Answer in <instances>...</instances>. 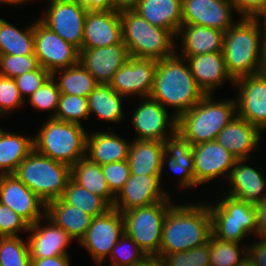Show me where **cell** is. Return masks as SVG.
Wrapping results in <instances>:
<instances>
[{
	"instance_id": "1",
	"label": "cell",
	"mask_w": 266,
	"mask_h": 266,
	"mask_svg": "<svg viewBox=\"0 0 266 266\" xmlns=\"http://www.w3.org/2000/svg\"><path fill=\"white\" fill-rule=\"evenodd\" d=\"M193 202H177L169 208L163 223L159 254L184 252L208 242L212 220L207 200L205 203Z\"/></svg>"
},
{
	"instance_id": "2",
	"label": "cell",
	"mask_w": 266,
	"mask_h": 266,
	"mask_svg": "<svg viewBox=\"0 0 266 266\" xmlns=\"http://www.w3.org/2000/svg\"><path fill=\"white\" fill-rule=\"evenodd\" d=\"M204 96L185 58L175 53L171 57L156 61L150 97L158 101L165 109L174 108L172 113L176 118L189 111Z\"/></svg>"
},
{
	"instance_id": "3",
	"label": "cell",
	"mask_w": 266,
	"mask_h": 266,
	"mask_svg": "<svg viewBox=\"0 0 266 266\" xmlns=\"http://www.w3.org/2000/svg\"><path fill=\"white\" fill-rule=\"evenodd\" d=\"M225 33L222 53L226 69L236 81L262 72L266 43L253 17H240Z\"/></svg>"
},
{
	"instance_id": "4",
	"label": "cell",
	"mask_w": 266,
	"mask_h": 266,
	"mask_svg": "<svg viewBox=\"0 0 266 266\" xmlns=\"http://www.w3.org/2000/svg\"><path fill=\"white\" fill-rule=\"evenodd\" d=\"M237 116L235 98L214 99L205 95L189 111L177 118V131L193 146L214 141L219 132Z\"/></svg>"
},
{
	"instance_id": "5",
	"label": "cell",
	"mask_w": 266,
	"mask_h": 266,
	"mask_svg": "<svg viewBox=\"0 0 266 266\" xmlns=\"http://www.w3.org/2000/svg\"><path fill=\"white\" fill-rule=\"evenodd\" d=\"M123 42L131 57L160 60L176 53V36L153 26L133 9L120 11Z\"/></svg>"
},
{
	"instance_id": "6",
	"label": "cell",
	"mask_w": 266,
	"mask_h": 266,
	"mask_svg": "<svg viewBox=\"0 0 266 266\" xmlns=\"http://www.w3.org/2000/svg\"><path fill=\"white\" fill-rule=\"evenodd\" d=\"M33 134L34 149L68 166L86 157L87 134L83 125L47 118Z\"/></svg>"
},
{
	"instance_id": "7",
	"label": "cell",
	"mask_w": 266,
	"mask_h": 266,
	"mask_svg": "<svg viewBox=\"0 0 266 266\" xmlns=\"http://www.w3.org/2000/svg\"><path fill=\"white\" fill-rule=\"evenodd\" d=\"M14 175L47 204L62 196L71 178V167L33 149Z\"/></svg>"
},
{
	"instance_id": "8",
	"label": "cell",
	"mask_w": 266,
	"mask_h": 266,
	"mask_svg": "<svg viewBox=\"0 0 266 266\" xmlns=\"http://www.w3.org/2000/svg\"><path fill=\"white\" fill-rule=\"evenodd\" d=\"M220 194V199H216V202L215 200L207 202L212 220V234L221 240L236 243H242L249 235L257 237L255 205L231 197L222 191Z\"/></svg>"
},
{
	"instance_id": "9",
	"label": "cell",
	"mask_w": 266,
	"mask_h": 266,
	"mask_svg": "<svg viewBox=\"0 0 266 266\" xmlns=\"http://www.w3.org/2000/svg\"><path fill=\"white\" fill-rule=\"evenodd\" d=\"M175 201H161L122 213L125 233L148 256H158L162 229L169 208Z\"/></svg>"
},
{
	"instance_id": "10",
	"label": "cell",
	"mask_w": 266,
	"mask_h": 266,
	"mask_svg": "<svg viewBox=\"0 0 266 266\" xmlns=\"http://www.w3.org/2000/svg\"><path fill=\"white\" fill-rule=\"evenodd\" d=\"M44 11L39 20L80 51L88 11L77 0H48Z\"/></svg>"
},
{
	"instance_id": "11",
	"label": "cell",
	"mask_w": 266,
	"mask_h": 266,
	"mask_svg": "<svg viewBox=\"0 0 266 266\" xmlns=\"http://www.w3.org/2000/svg\"><path fill=\"white\" fill-rule=\"evenodd\" d=\"M124 232L122 213L111 208L105 214L93 217L78 244L86 249L96 266H102Z\"/></svg>"
},
{
	"instance_id": "12",
	"label": "cell",
	"mask_w": 266,
	"mask_h": 266,
	"mask_svg": "<svg viewBox=\"0 0 266 266\" xmlns=\"http://www.w3.org/2000/svg\"><path fill=\"white\" fill-rule=\"evenodd\" d=\"M139 100L129 120L135 131L134 139L163 142L177 131V118L158 101L151 97Z\"/></svg>"
},
{
	"instance_id": "13",
	"label": "cell",
	"mask_w": 266,
	"mask_h": 266,
	"mask_svg": "<svg viewBox=\"0 0 266 266\" xmlns=\"http://www.w3.org/2000/svg\"><path fill=\"white\" fill-rule=\"evenodd\" d=\"M34 49L39 65L50 74L79 62V50L39 19L34 22Z\"/></svg>"
},
{
	"instance_id": "14",
	"label": "cell",
	"mask_w": 266,
	"mask_h": 266,
	"mask_svg": "<svg viewBox=\"0 0 266 266\" xmlns=\"http://www.w3.org/2000/svg\"><path fill=\"white\" fill-rule=\"evenodd\" d=\"M163 175L130 174L123 188L115 196L114 209L121 213L136 207L161 201H172V195L163 188Z\"/></svg>"
},
{
	"instance_id": "15",
	"label": "cell",
	"mask_w": 266,
	"mask_h": 266,
	"mask_svg": "<svg viewBox=\"0 0 266 266\" xmlns=\"http://www.w3.org/2000/svg\"><path fill=\"white\" fill-rule=\"evenodd\" d=\"M234 87L237 92L235 97L237 115L264 133L266 131V75L261 72L243 76L234 82Z\"/></svg>"
},
{
	"instance_id": "16",
	"label": "cell",
	"mask_w": 266,
	"mask_h": 266,
	"mask_svg": "<svg viewBox=\"0 0 266 266\" xmlns=\"http://www.w3.org/2000/svg\"><path fill=\"white\" fill-rule=\"evenodd\" d=\"M194 157V179L196 187L214 179L227 181L237 158L216 140L192 146Z\"/></svg>"
},
{
	"instance_id": "17",
	"label": "cell",
	"mask_w": 266,
	"mask_h": 266,
	"mask_svg": "<svg viewBox=\"0 0 266 266\" xmlns=\"http://www.w3.org/2000/svg\"><path fill=\"white\" fill-rule=\"evenodd\" d=\"M156 60L129 57L121 68L114 74L109 85L119 94L127 99L132 97H150Z\"/></svg>"
},
{
	"instance_id": "18",
	"label": "cell",
	"mask_w": 266,
	"mask_h": 266,
	"mask_svg": "<svg viewBox=\"0 0 266 266\" xmlns=\"http://www.w3.org/2000/svg\"><path fill=\"white\" fill-rule=\"evenodd\" d=\"M0 203L16 212L29 225L46 216V203L14 174L0 175Z\"/></svg>"
},
{
	"instance_id": "19",
	"label": "cell",
	"mask_w": 266,
	"mask_h": 266,
	"mask_svg": "<svg viewBox=\"0 0 266 266\" xmlns=\"http://www.w3.org/2000/svg\"><path fill=\"white\" fill-rule=\"evenodd\" d=\"M231 0H182V24H194L226 32L237 20Z\"/></svg>"
},
{
	"instance_id": "20",
	"label": "cell",
	"mask_w": 266,
	"mask_h": 266,
	"mask_svg": "<svg viewBox=\"0 0 266 266\" xmlns=\"http://www.w3.org/2000/svg\"><path fill=\"white\" fill-rule=\"evenodd\" d=\"M27 234L30 259L69 255L67 248L74 241L47 216L30 225Z\"/></svg>"
},
{
	"instance_id": "21",
	"label": "cell",
	"mask_w": 266,
	"mask_h": 266,
	"mask_svg": "<svg viewBox=\"0 0 266 266\" xmlns=\"http://www.w3.org/2000/svg\"><path fill=\"white\" fill-rule=\"evenodd\" d=\"M248 160H236L227 179L228 191L225 189L224 193L257 205L266 198V178L262 170L260 171L261 168L249 165Z\"/></svg>"
},
{
	"instance_id": "22",
	"label": "cell",
	"mask_w": 266,
	"mask_h": 266,
	"mask_svg": "<svg viewBox=\"0 0 266 266\" xmlns=\"http://www.w3.org/2000/svg\"><path fill=\"white\" fill-rule=\"evenodd\" d=\"M129 57L123 41L106 47L79 51V62L99 84H109Z\"/></svg>"
},
{
	"instance_id": "23",
	"label": "cell",
	"mask_w": 266,
	"mask_h": 266,
	"mask_svg": "<svg viewBox=\"0 0 266 266\" xmlns=\"http://www.w3.org/2000/svg\"><path fill=\"white\" fill-rule=\"evenodd\" d=\"M123 41L119 10L88 11L81 49L106 47Z\"/></svg>"
},
{
	"instance_id": "24",
	"label": "cell",
	"mask_w": 266,
	"mask_h": 266,
	"mask_svg": "<svg viewBox=\"0 0 266 266\" xmlns=\"http://www.w3.org/2000/svg\"><path fill=\"white\" fill-rule=\"evenodd\" d=\"M163 147L162 168L167 164L171 174L179 175L177 182L182 191L196 188L192 145L176 131L163 141Z\"/></svg>"
},
{
	"instance_id": "25",
	"label": "cell",
	"mask_w": 266,
	"mask_h": 266,
	"mask_svg": "<svg viewBox=\"0 0 266 266\" xmlns=\"http://www.w3.org/2000/svg\"><path fill=\"white\" fill-rule=\"evenodd\" d=\"M263 132L238 115L217 135L216 141L237 159H250L261 144Z\"/></svg>"
},
{
	"instance_id": "26",
	"label": "cell",
	"mask_w": 266,
	"mask_h": 266,
	"mask_svg": "<svg viewBox=\"0 0 266 266\" xmlns=\"http://www.w3.org/2000/svg\"><path fill=\"white\" fill-rule=\"evenodd\" d=\"M198 87L205 95H214L217 88L227 82L234 86L228 74L222 52H211L186 58Z\"/></svg>"
},
{
	"instance_id": "27",
	"label": "cell",
	"mask_w": 266,
	"mask_h": 266,
	"mask_svg": "<svg viewBox=\"0 0 266 266\" xmlns=\"http://www.w3.org/2000/svg\"><path fill=\"white\" fill-rule=\"evenodd\" d=\"M224 31L199 26L194 24H182L176 38L181 39V52L176 47V54L187 58L211 52H222Z\"/></svg>"
},
{
	"instance_id": "28",
	"label": "cell",
	"mask_w": 266,
	"mask_h": 266,
	"mask_svg": "<svg viewBox=\"0 0 266 266\" xmlns=\"http://www.w3.org/2000/svg\"><path fill=\"white\" fill-rule=\"evenodd\" d=\"M130 144L131 140L114 133L110 126L107 132L92 131L87 134L86 157L99 165L127 160Z\"/></svg>"
},
{
	"instance_id": "29",
	"label": "cell",
	"mask_w": 266,
	"mask_h": 266,
	"mask_svg": "<svg viewBox=\"0 0 266 266\" xmlns=\"http://www.w3.org/2000/svg\"><path fill=\"white\" fill-rule=\"evenodd\" d=\"M133 10L153 26L168 29L175 36L182 25V0H138Z\"/></svg>"
},
{
	"instance_id": "30",
	"label": "cell",
	"mask_w": 266,
	"mask_h": 266,
	"mask_svg": "<svg viewBox=\"0 0 266 266\" xmlns=\"http://www.w3.org/2000/svg\"><path fill=\"white\" fill-rule=\"evenodd\" d=\"M163 142L132 139L127 162L130 174L162 175Z\"/></svg>"
},
{
	"instance_id": "31",
	"label": "cell",
	"mask_w": 266,
	"mask_h": 266,
	"mask_svg": "<svg viewBox=\"0 0 266 266\" xmlns=\"http://www.w3.org/2000/svg\"><path fill=\"white\" fill-rule=\"evenodd\" d=\"M46 216L79 243L91 225L93 216L65 203L61 198L46 204Z\"/></svg>"
},
{
	"instance_id": "32",
	"label": "cell",
	"mask_w": 266,
	"mask_h": 266,
	"mask_svg": "<svg viewBox=\"0 0 266 266\" xmlns=\"http://www.w3.org/2000/svg\"><path fill=\"white\" fill-rule=\"evenodd\" d=\"M33 149V137L1 128L0 175L14 174L19 164Z\"/></svg>"
},
{
	"instance_id": "33",
	"label": "cell",
	"mask_w": 266,
	"mask_h": 266,
	"mask_svg": "<svg viewBox=\"0 0 266 266\" xmlns=\"http://www.w3.org/2000/svg\"><path fill=\"white\" fill-rule=\"evenodd\" d=\"M123 98L126 97L119 95L109 84H98L87 97L89 113L107 123L120 124L125 119Z\"/></svg>"
},
{
	"instance_id": "34",
	"label": "cell",
	"mask_w": 266,
	"mask_h": 266,
	"mask_svg": "<svg viewBox=\"0 0 266 266\" xmlns=\"http://www.w3.org/2000/svg\"><path fill=\"white\" fill-rule=\"evenodd\" d=\"M71 178L91 193L102 197L113 207L115 195L107 185L101 165L84 157L71 166Z\"/></svg>"
},
{
	"instance_id": "35",
	"label": "cell",
	"mask_w": 266,
	"mask_h": 266,
	"mask_svg": "<svg viewBox=\"0 0 266 266\" xmlns=\"http://www.w3.org/2000/svg\"><path fill=\"white\" fill-rule=\"evenodd\" d=\"M0 54L31 55L34 49V23L19 29L0 17Z\"/></svg>"
},
{
	"instance_id": "36",
	"label": "cell",
	"mask_w": 266,
	"mask_h": 266,
	"mask_svg": "<svg viewBox=\"0 0 266 266\" xmlns=\"http://www.w3.org/2000/svg\"><path fill=\"white\" fill-rule=\"evenodd\" d=\"M51 77L55 80L61 94L66 95L88 97L99 84L80 62L65 69L54 71Z\"/></svg>"
},
{
	"instance_id": "37",
	"label": "cell",
	"mask_w": 266,
	"mask_h": 266,
	"mask_svg": "<svg viewBox=\"0 0 266 266\" xmlns=\"http://www.w3.org/2000/svg\"><path fill=\"white\" fill-rule=\"evenodd\" d=\"M60 198L65 203L80 208L93 217L103 215L112 208L102 197L91 193L72 178L69 179Z\"/></svg>"
},
{
	"instance_id": "38",
	"label": "cell",
	"mask_w": 266,
	"mask_h": 266,
	"mask_svg": "<svg viewBox=\"0 0 266 266\" xmlns=\"http://www.w3.org/2000/svg\"><path fill=\"white\" fill-rule=\"evenodd\" d=\"M208 245L210 266H236L247 255V242L224 241L211 234Z\"/></svg>"
},
{
	"instance_id": "39",
	"label": "cell",
	"mask_w": 266,
	"mask_h": 266,
	"mask_svg": "<svg viewBox=\"0 0 266 266\" xmlns=\"http://www.w3.org/2000/svg\"><path fill=\"white\" fill-rule=\"evenodd\" d=\"M21 236L0 237V266H31L28 242Z\"/></svg>"
},
{
	"instance_id": "40",
	"label": "cell",
	"mask_w": 266,
	"mask_h": 266,
	"mask_svg": "<svg viewBox=\"0 0 266 266\" xmlns=\"http://www.w3.org/2000/svg\"><path fill=\"white\" fill-rule=\"evenodd\" d=\"M89 117L87 97L61 94L54 119L82 125Z\"/></svg>"
},
{
	"instance_id": "41",
	"label": "cell",
	"mask_w": 266,
	"mask_h": 266,
	"mask_svg": "<svg viewBox=\"0 0 266 266\" xmlns=\"http://www.w3.org/2000/svg\"><path fill=\"white\" fill-rule=\"evenodd\" d=\"M109 257L110 266H135L148 255L124 232Z\"/></svg>"
},
{
	"instance_id": "42",
	"label": "cell",
	"mask_w": 266,
	"mask_h": 266,
	"mask_svg": "<svg viewBox=\"0 0 266 266\" xmlns=\"http://www.w3.org/2000/svg\"><path fill=\"white\" fill-rule=\"evenodd\" d=\"M60 96L61 92L58 89L55 80L50 77L40 88L28 97L27 102L34 108V110L51 112L49 118H54Z\"/></svg>"
},
{
	"instance_id": "43",
	"label": "cell",
	"mask_w": 266,
	"mask_h": 266,
	"mask_svg": "<svg viewBox=\"0 0 266 266\" xmlns=\"http://www.w3.org/2000/svg\"><path fill=\"white\" fill-rule=\"evenodd\" d=\"M159 257L165 266H210L208 242L184 252L159 254Z\"/></svg>"
},
{
	"instance_id": "44",
	"label": "cell",
	"mask_w": 266,
	"mask_h": 266,
	"mask_svg": "<svg viewBox=\"0 0 266 266\" xmlns=\"http://www.w3.org/2000/svg\"><path fill=\"white\" fill-rule=\"evenodd\" d=\"M39 62L35 54L31 55H5L0 54V75L15 78L23 73L36 70Z\"/></svg>"
},
{
	"instance_id": "45",
	"label": "cell",
	"mask_w": 266,
	"mask_h": 266,
	"mask_svg": "<svg viewBox=\"0 0 266 266\" xmlns=\"http://www.w3.org/2000/svg\"><path fill=\"white\" fill-rule=\"evenodd\" d=\"M25 104L13 78L0 75V117L9 116Z\"/></svg>"
},
{
	"instance_id": "46",
	"label": "cell",
	"mask_w": 266,
	"mask_h": 266,
	"mask_svg": "<svg viewBox=\"0 0 266 266\" xmlns=\"http://www.w3.org/2000/svg\"><path fill=\"white\" fill-rule=\"evenodd\" d=\"M29 224L16 212L0 203V237L28 233Z\"/></svg>"
},
{
	"instance_id": "47",
	"label": "cell",
	"mask_w": 266,
	"mask_h": 266,
	"mask_svg": "<svg viewBox=\"0 0 266 266\" xmlns=\"http://www.w3.org/2000/svg\"><path fill=\"white\" fill-rule=\"evenodd\" d=\"M102 166V172L110 191L116 196L130 176L127 160L107 163Z\"/></svg>"
},
{
	"instance_id": "48",
	"label": "cell",
	"mask_w": 266,
	"mask_h": 266,
	"mask_svg": "<svg viewBox=\"0 0 266 266\" xmlns=\"http://www.w3.org/2000/svg\"><path fill=\"white\" fill-rule=\"evenodd\" d=\"M50 77L51 74L43 67L39 66L36 70L15 77L14 80L21 97L24 101H27L26 98L32 95Z\"/></svg>"
},
{
	"instance_id": "49",
	"label": "cell",
	"mask_w": 266,
	"mask_h": 266,
	"mask_svg": "<svg viewBox=\"0 0 266 266\" xmlns=\"http://www.w3.org/2000/svg\"><path fill=\"white\" fill-rule=\"evenodd\" d=\"M238 17H254L266 7V0H231Z\"/></svg>"
},
{
	"instance_id": "50",
	"label": "cell",
	"mask_w": 266,
	"mask_h": 266,
	"mask_svg": "<svg viewBox=\"0 0 266 266\" xmlns=\"http://www.w3.org/2000/svg\"><path fill=\"white\" fill-rule=\"evenodd\" d=\"M257 238L255 243L247 245V255L255 266H266V238Z\"/></svg>"
},
{
	"instance_id": "51",
	"label": "cell",
	"mask_w": 266,
	"mask_h": 266,
	"mask_svg": "<svg viewBox=\"0 0 266 266\" xmlns=\"http://www.w3.org/2000/svg\"><path fill=\"white\" fill-rule=\"evenodd\" d=\"M70 255H59L43 259H31V266H70Z\"/></svg>"
},
{
	"instance_id": "52",
	"label": "cell",
	"mask_w": 266,
	"mask_h": 266,
	"mask_svg": "<svg viewBox=\"0 0 266 266\" xmlns=\"http://www.w3.org/2000/svg\"><path fill=\"white\" fill-rule=\"evenodd\" d=\"M87 11H112L113 0H77Z\"/></svg>"
},
{
	"instance_id": "53",
	"label": "cell",
	"mask_w": 266,
	"mask_h": 266,
	"mask_svg": "<svg viewBox=\"0 0 266 266\" xmlns=\"http://www.w3.org/2000/svg\"><path fill=\"white\" fill-rule=\"evenodd\" d=\"M255 207L257 211V236L266 238V198Z\"/></svg>"
},
{
	"instance_id": "54",
	"label": "cell",
	"mask_w": 266,
	"mask_h": 266,
	"mask_svg": "<svg viewBox=\"0 0 266 266\" xmlns=\"http://www.w3.org/2000/svg\"><path fill=\"white\" fill-rule=\"evenodd\" d=\"M253 18L258 23L259 28H260V32H261L263 39L266 43V7L261 9ZM262 26H264V27H262Z\"/></svg>"
},
{
	"instance_id": "55",
	"label": "cell",
	"mask_w": 266,
	"mask_h": 266,
	"mask_svg": "<svg viewBox=\"0 0 266 266\" xmlns=\"http://www.w3.org/2000/svg\"><path fill=\"white\" fill-rule=\"evenodd\" d=\"M138 0H113L114 10L133 9Z\"/></svg>"
},
{
	"instance_id": "56",
	"label": "cell",
	"mask_w": 266,
	"mask_h": 266,
	"mask_svg": "<svg viewBox=\"0 0 266 266\" xmlns=\"http://www.w3.org/2000/svg\"><path fill=\"white\" fill-rule=\"evenodd\" d=\"M135 266H165V264L158 256H148L144 261Z\"/></svg>"
},
{
	"instance_id": "57",
	"label": "cell",
	"mask_w": 266,
	"mask_h": 266,
	"mask_svg": "<svg viewBox=\"0 0 266 266\" xmlns=\"http://www.w3.org/2000/svg\"><path fill=\"white\" fill-rule=\"evenodd\" d=\"M31 0H0V3L1 4H8V5H14V6H17V5H21V4H24V3H27Z\"/></svg>"
},
{
	"instance_id": "58",
	"label": "cell",
	"mask_w": 266,
	"mask_h": 266,
	"mask_svg": "<svg viewBox=\"0 0 266 266\" xmlns=\"http://www.w3.org/2000/svg\"><path fill=\"white\" fill-rule=\"evenodd\" d=\"M236 266H255L253 261L246 255Z\"/></svg>"
},
{
	"instance_id": "59",
	"label": "cell",
	"mask_w": 266,
	"mask_h": 266,
	"mask_svg": "<svg viewBox=\"0 0 266 266\" xmlns=\"http://www.w3.org/2000/svg\"><path fill=\"white\" fill-rule=\"evenodd\" d=\"M262 72L266 75V46H265V55Z\"/></svg>"
}]
</instances>
